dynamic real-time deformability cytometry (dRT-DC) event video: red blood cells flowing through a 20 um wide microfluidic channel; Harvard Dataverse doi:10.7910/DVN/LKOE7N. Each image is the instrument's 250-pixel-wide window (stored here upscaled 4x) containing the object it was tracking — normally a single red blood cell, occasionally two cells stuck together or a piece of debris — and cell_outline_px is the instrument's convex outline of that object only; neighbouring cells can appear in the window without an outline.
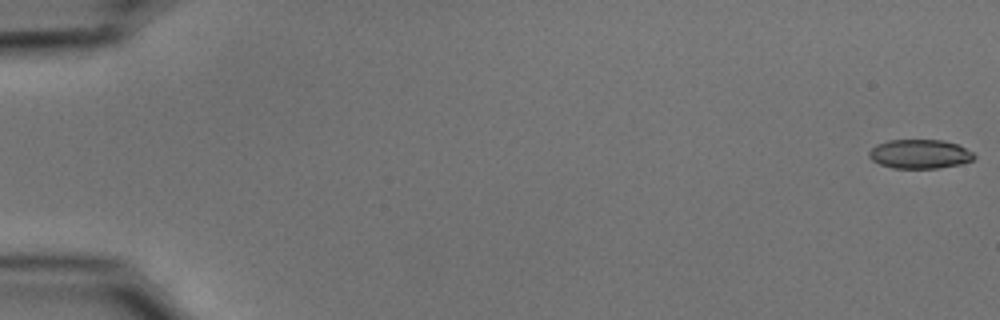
{"species": "common noctule bat (a hibernating species)", "species_latin": "Nyctalus noctula", "temperature_condition": "cold", "stored_images_in_passage": 55, "camera_frame_rate_fps": 3000, "um_per_image_px": 0.085, "animal": {"sex": "male", "body_mass_g": 15.6}, "frame": {"image": 1, "passage_image": 1, "time_ms": 0.0, "image_size_px": [1000, 320], "cell_outline_px": [[976, 156], [972, 160], [960, 164], [936, 168], [892, 168], [880, 164], [872, 160], [868, 156], [868, 152], [876, 144], [888, 140], [944, 140], [956, 144], [972, 152]], "centroid_in_image_um": [78.15, 13.09], "position_along_channel_um": 6.9, "area_um2": 17.74}}
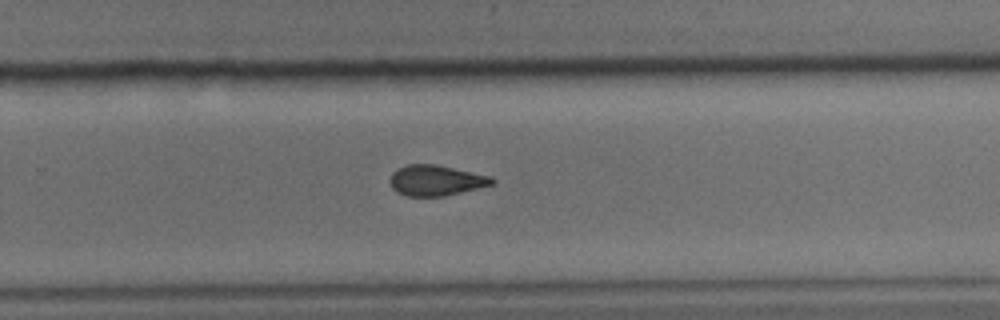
{"frame": {"image": 2, "passage_image": 37, "time_ms": 12.0, "image_size_px": [1000, 320], "cell_outline_px": [[496, 180], [492, 184], [444, 196], [408, 196], [396, 192], [392, 188], [388, 180], [392, 172], [408, 164], [436, 164], [492, 176]], "centroid_in_image_um": [37.02, 15.33], "position_along_channel_um": 292.8, "area_um2": 18.15}}
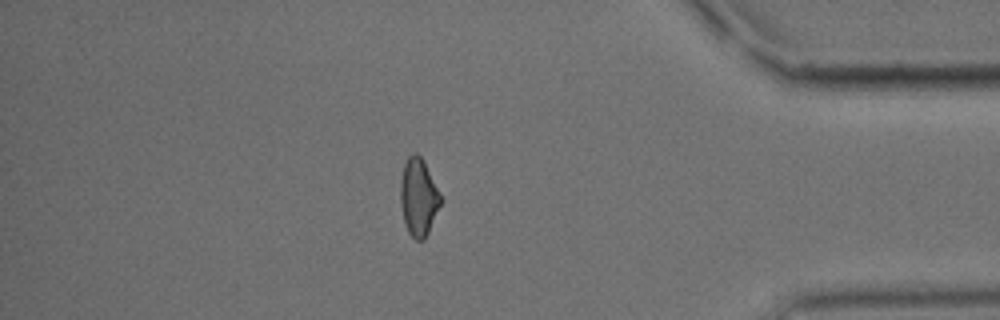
{"frame": {"image": 3, "passage_image": 48, "time_ms": 15.667, "image_size_px": [1000, 320], "cell_outline_px": [[444, 200], [424, 240], [416, 240], [408, 232], [404, 220], [400, 200], [400, 180], [404, 164], [408, 156], [412, 152], [416, 152], [424, 160]], "centroid_in_image_um": [35.6, 16.73], "position_along_channel_um": 399.6, "area_um2": 18.44}, "authors_computed_cell_mechanics": {"area_um2": 18.5538, "velocity_mm_per_s": 3.7111, "shape_relaxation_time_tau1_ms": 10.4963, "shape_relaxation_time_tau2_ms": 4.6928, "deformation_change_tau1": 0.1782, "deformation_change_tau2": 0.1053}}